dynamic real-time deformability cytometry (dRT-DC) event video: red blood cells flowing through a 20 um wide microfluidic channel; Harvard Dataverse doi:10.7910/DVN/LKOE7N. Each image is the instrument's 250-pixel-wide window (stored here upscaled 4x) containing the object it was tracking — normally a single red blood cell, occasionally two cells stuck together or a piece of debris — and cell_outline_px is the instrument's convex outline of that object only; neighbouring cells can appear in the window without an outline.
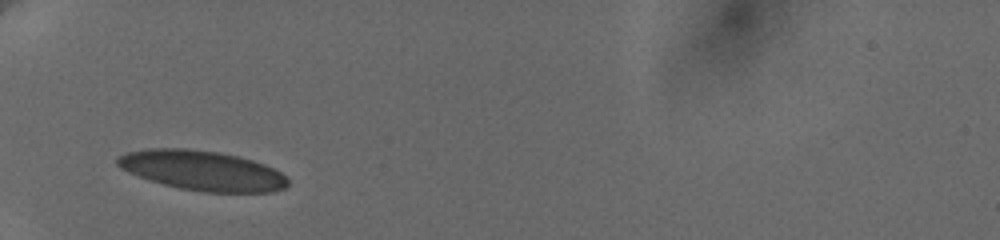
{"species": "human", "species_latin": "Homo sapiens", "temperature_condition": "cold", "stored_images_in_passage": 2, "camera_frame_rate_fps": 3000, "um_per_image_px": 0.085, "donor": {"sex": "female"}, "frame": {"image": 1, "passage_image": 1, "time_ms": 0.0, "image_size_px": [1000, 240], "cell_outline_px": [[288, 184], [284, 188], [272, 192], [204, 192], [180, 188], [164, 184], [128, 172], [120, 168], [116, 164], [116, 160], [120, 156], [128, 152], [152, 148], [184, 148], [220, 152], [252, 160], [264, 164], [280, 172], [288, 180]], "centroid_in_image_um": [17.2, 14.49], "position_along_channel_um": 67.8, "area_um2": 39.13}}